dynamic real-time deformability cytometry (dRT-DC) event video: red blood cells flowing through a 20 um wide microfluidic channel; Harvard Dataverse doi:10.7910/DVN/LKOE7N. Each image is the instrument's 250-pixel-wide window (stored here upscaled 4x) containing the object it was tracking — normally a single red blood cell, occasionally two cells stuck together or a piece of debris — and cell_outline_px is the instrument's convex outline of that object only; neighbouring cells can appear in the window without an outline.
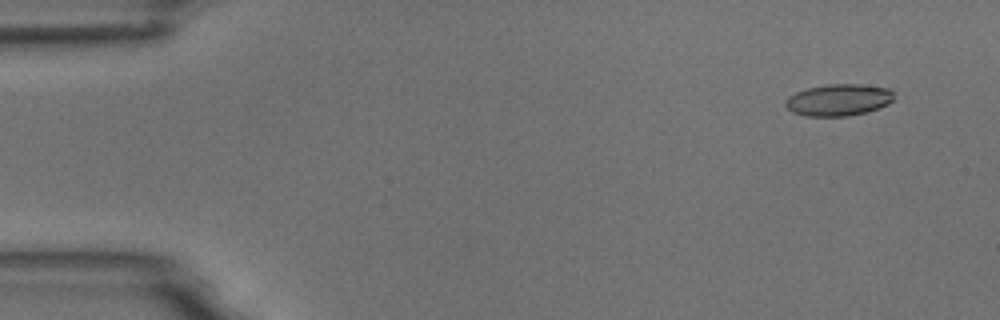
{"species": "common noctule bat (a hibernating species)", "species_latin": "Nyctalus noctula", "temperature_condition": "room temperature", "stored_images_in_passage": 9, "camera_frame_rate_fps": 3000, "um_per_image_px": 0.085, "animal": {"sex": "male", "body_mass_g": 18.8}, "frame": {"image": 1, "passage_image": 1, "time_ms": 0.0, "image_size_px": [1000, 320], "cell_outline_px": [[892, 100], [888, 104], [880, 108], [868, 112], [848, 116], [804, 116], [792, 112], [784, 104], [784, 100], [788, 96], [796, 92], [808, 88], [828, 84], [860, 84], [892, 88]], "centroid_in_image_um": [71.27, 8.5], "position_along_channel_um": 13.7, "area_um2": 20.29}}
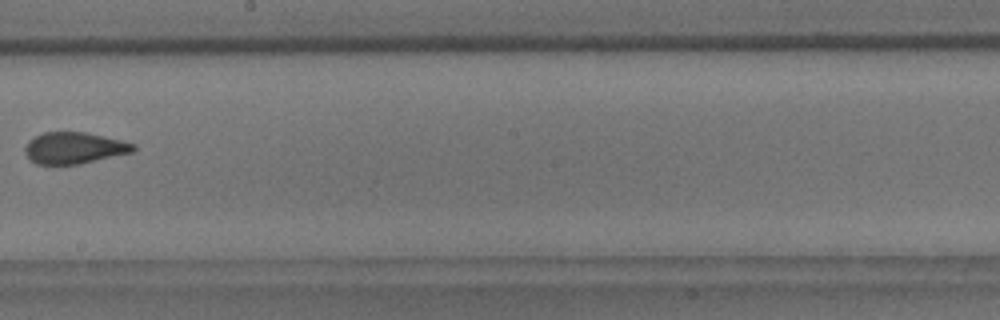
{"frame": {"image": 2, "passage_image": 8, "time_ms": 9.0, "image_size_px": [1000, 320], "cell_outline_px": [[136, 148], [132, 152], [80, 164], [36, 164], [24, 152], [24, 148], [28, 140], [44, 132], [84, 132], [120, 140], [136, 144]], "centroid_in_image_um": [6.29, 12.58], "position_along_channel_um": 241.9, "area_um2": 19.71}}
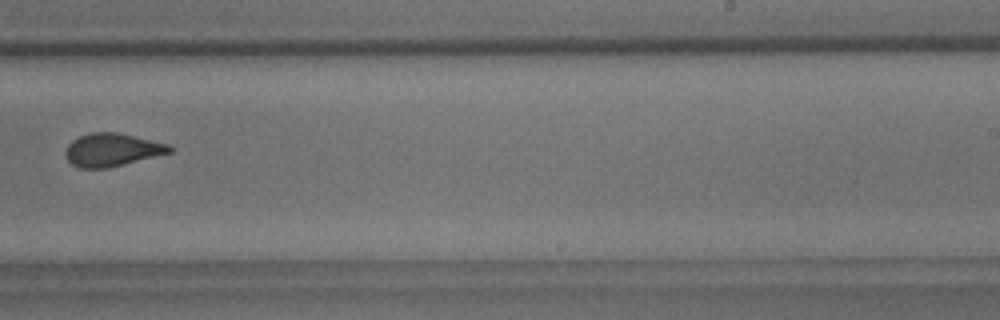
{"frame": {"image": 3, "passage_image": 9, "time_ms": 10.0, "image_size_px": [1000, 320], "cell_outline_px": [[172, 152], [108, 168], [80, 168], [72, 164], [68, 160], [64, 152], [68, 144], [72, 140], [88, 132], [116, 132], [168, 144], [172, 148]], "centroid_in_image_um": [9.49, 12.73], "position_along_channel_um": 279.5, "area_um2": 19.88}}